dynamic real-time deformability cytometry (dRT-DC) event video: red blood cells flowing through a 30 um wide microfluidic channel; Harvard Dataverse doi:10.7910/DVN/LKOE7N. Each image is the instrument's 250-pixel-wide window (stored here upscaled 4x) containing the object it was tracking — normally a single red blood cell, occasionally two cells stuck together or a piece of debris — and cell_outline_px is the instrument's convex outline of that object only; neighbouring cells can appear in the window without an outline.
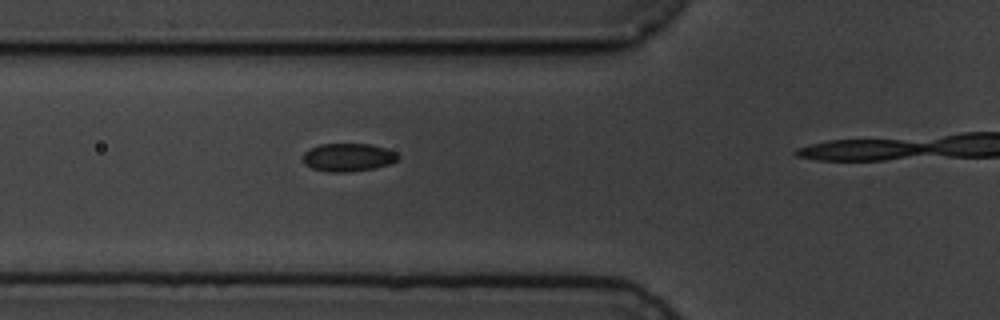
{"species": "common noctule bat (a hibernating species)", "species_latin": "Nyctalus noctula", "temperature_condition": "cold", "stored_images_in_passage": 5, "camera_frame_rate_fps": 3000, "um_per_image_px": 0.085, "animal": {"sex": "male", "body_mass_g": 19.5, "forearm_length_mm": 54.6}, "frame": {"image": 1, "passage_image": 4, "time_ms": 3.333, "image_size_px": [1000, 320], "cell_outline_px": [[400, 156], [396, 160], [388, 164], [376, 168], [348, 172], [328, 172], [312, 168], [304, 164], [304, 152], [308, 148], [320, 144], [372, 144], [396, 152]], "centroid_in_image_um": [29.57, 13.37], "position_along_channel_um": 96.2, "area_um2": 15.61}}